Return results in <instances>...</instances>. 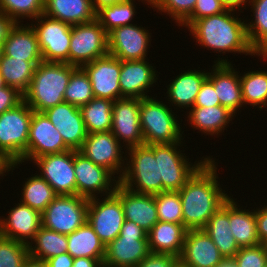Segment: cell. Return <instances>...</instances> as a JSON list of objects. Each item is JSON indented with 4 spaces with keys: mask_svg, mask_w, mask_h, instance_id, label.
I'll return each instance as SVG.
<instances>
[{
    "mask_svg": "<svg viewBox=\"0 0 267 267\" xmlns=\"http://www.w3.org/2000/svg\"><path fill=\"white\" fill-rule=\"evenodd\" d=\"M123 146L111 131L94 132L87 134L79 152L96 165L109 170L113 175L119 174L116 177L120 180L126 166Z\"/></svg>",
    "mask_w": 267,
    "mask_h": 267,
    "instance_id": "obj_14",
    "label": "cell"
},
{
    "mask_svg": "<svg viewBox=\"0 0 267 267\" xmlns=\"http://www.w3.org/2000/svg\"><path fill=\"white\" fill-rule=\"evenodd\" d=\"M89 76L82 67H77L70 76L64 92V102L81 107L94 98Z\"/></svg>",
    "mask_w": 267,
    "mask_h": 267,
    "instance_id": "obj_41",
    "label": "cell"
},
{
    "mask_svg": "<svg viewBox=\"0 0 267 267\" xmlns=\"http://www.w3.org/2000/svg\"><path fill=\"white\" fill-rule=\"evenodd\" d=\"M67 248V235L60 234L43 226H41L31 242L28 243L29 256L43 261L66 253Z\"/></svg>",
    "mask_w": 267,
    "mask_h": 267,
    "instance_id": "obj_35",
    "label": "cell"
},
{
    "mask_svg": "<svg viewBox=\"0 0 267 267\" xmlns=\"http://www.w3.org/2000/svg\"><path fill=\"white\" fill-rule=\"evenodd\" d=\"M134 2V0H124L116 4L104 6L96 12V19L107 33L115 28L131 25V20H133L136 14Z\"/></svg>",
    "mask_w": 267,
    "mask_h": 267,
    "instance_id": "obj_40",
    "label": "cell"
},
{
    "mask_svg": "<svg viewBox=\"0 0 267 267\" xmlns=\"http://www.w3.org/2000/svg\"><path fill=\"white\" fill-rule=\"evenodd\" d=\"M32 115L33 110L24 100L0 114V155L10 163L24 162Z\"/></svg>",
    "mask_w": 267,
    "mask_h": 267,
    "instance_id": "obj_6",
    "label": "cell"
},
{
    "mask_svg": "<svg viewBox=\"0 0 267 267\" xmlns=\"http://www.w3.org/2000/svg\"><path fill=\"white\" fill-rule=\"evenodd\" d=\"M187 116L189 124L195 130L206 135H220L225 127L227 128L230 121L236 115L228 108L217 105L213 107H192ZM220 133V134H219Z\"/></svg>",
    "mask_w": 267,
    "mask_h": 267,
    "instance_id": "obj_31",
    "label": "cell"
},
{
    "mask_svg": "<svg viewBox=\"0 0 267 267\" xmlns=\"http://www.w3.org/2000/svg\"><path fill=\"white\" fill-rule=\"evenodd\" d=\"M18 164V162L10 163L5 157L0 155V177L7 176L5 173L14 170Z\"/></svg>",
    "mask_w": 267,
    "mask_h": 267,
    "instance_id": "obj_56",
    "label": "cell"
},
{
    "mask_svg": "<svg viewBox=\"0 0 267 267\" xmlns=\"http://www.w3.org/2000/svg\"><path fill=\"white\" fill-rule=\"evenodd\" d=\"M248 6H252L255 18L245 23L248 40L258 56L267 61V0H250Z\"/></svg>",
    "mask_w": 267,
    "mask_h": 267,
    "instance_id": "obj_36",
    "label": "cell"
},
{
    "mask_svg": "<svg viewBox=\"0 0 267 267\" xmlns=\"http://www.w3.org/2000/svg\"><path fill=\"white\" fill-rule=\"evenodd\" d=\"M121 61L120 99L150 97L147 92L158 80V71L148 60Z\"/></svg>",
    "mask_w": 267,
    "mask_h": 267,
    "instance_id": "obj_23",
    "label": "cell"
},
{
    "mask_svg": "<svg viewBox=\"0 0 267 267\" xmlns=\"http://www.w3.org/2000/svg\"><path fill=\"white\" fill-rule=\"evenodd\" d=\"M74 173L77 195L86 199L114 193L119 180L106 168L96 165L79 151L74 150ZM103 194V195H101Z\"/></svg>",
    "mask_w": 267,
    "mask_h": 267,
    "instance_id": "obj_13",
    "label": "cell"
},
{
    "mask_svg": "<svg viewBox=\"0 0 267 267\" xmlns=\"http://www.w3.org/2000/svg\"><path fill=\"white\" fill-rule=\"evenodd\" d=\"M234 13L226 10L217 15L203 17L196 20L188 30L199 45L216 53L258 55L248 40L246 20L238 18L239 15L235 17Z\"/></svg>",
    "mask_w": 267,
    "mask_h": 267,
    "instance_id": "obj_2",
    "label": "cell"
},
{
    "mask_svg": "<svg viewBox=\"0 0 267 267\" xmlns=\"http://www.w3.org/2000/svg\"><path fill=\"white\" fill-rule=\"evenodd\" d=\"M126 151L125 153H128L129 158L126 157L125 170L119 183L140 194L156 195L161 193L162 180L159 179V156H154V151L145 144L131 147Z\"/></svg>",
    "mask_w": 267,
    "mask_h": 267,
    "instance_id": "obj_5",
    "label": "cell"
},
{
    "mask_svg": "<svg viewBox=\"0 0 267 267\" xmlns=\"http://www.w3.org/2000/svg\"><path fill=\"white\" fill-rule=\"evenodd\" d=\"M203 230L210 236L225 260L239 251L229 224V199L214 213Z\"/></svg>",
    "mask_w": 267,
    "mask_h": 267,
    "instance_id": "obj_30",
    "label": "cell"
},
{
    "mask_svg": "<svg viewBox=\"0 0 267 267\" xmlns=\"http://www.w3.org/2000/svg\"><path fill=\"white\" fill-rule=\"evenodd\" d=\"M70 150L62 139L61 134L43 112L33 111L30 121L28 148L24 154L25 161L35 158L58 154Z\"/></svg>",
    "mask_w": 267,
    "mask_h": 267,
    "instance_id": "obj_18",
    "label": "cell"
},
{
    "mask_svg": "<svg viewBox=\"0 0 267 267\" xmlns=\"http://www.w3.org/2000/svg\"><path fill=\"white\" fill-rule=\"evenodd\" d=\"M22 101L23 95L16 89L7 85L0 88V114L15 108Z\"/></svg>",
    "mask_w": 267,
    "mask_h": 267,
    "instance_id": "obj_50",
    "label": "cell"
},
{
    "mask_svg": "<svg viewBox=\"0 0 267 267\" xmlns=\"http://www.w3.org/2000/svg\"><path fill=\"white\" fill-rule=\"evenodd\" d=\"M111 132L122 144L124 150L144 144L140 124V99L122 98L112 106Z\"/></svg>",
    "mask_w": 267,
    "mask_h": 267,
    "instance_id": "obj_17",
    "label": "cell"
},
{
    "mask_svg": "<svg viewBox=\"0 0 267 267\" xmlns=\"http://www.w3.org/2000/svg\"><path fill=\"white\" fill-rule=\"evenodd\" d=\"M257 236L261 244L267 245V205L255 210Z\"/></svg>",
    "mask_w": 267,
    "mask_h": 267,
    "instance_id": "obj_51",
    "label": "cell"
},
{
    "mask_svg": "<svg viewBox=\"0 0 267 267\" xmlns=\"http://www.w3.org/2000/svg\"><path fill=\"white\" fill-rule=\"evenodd\" d=\"M89 76L96 98L116 101L120 99L121 61L109 53L82 66Z\"/></svg>",
    "mask_w": 267,
    "mask_h": 267,
    "instance_id": "obj_19",
    "label": "cell"
},
{
    "mask_svg": "<svg viewBox=\"0 0 267 267\" xmlns=\"http://www.w3.org/2000/svg\"><path fill=\"white\" fill-rule=\"evenodd\" d=\"M244 105L248 104L259 110L267 106V71H247L240 76Z\"/></svg>",
    "mask_w": 267,
    "mask_h": 267,
    "instance_id": "obj_39",
    "label": "cell"
},
{
    "mask_svg": "<svg viewBox=\"0 0 267 267\" xmlns=\"http://www.w3.org/2000/svg\"><path fill=\"white\" fill-rule=\"evenodd\" d=\"M31 176L26 179L27 181L22 186V198L19 202L42 213L58 194L38 173Z\"/></svg>",
    "mask_w": 267,
    "mask_h": 267,
    "instance_id": "obj_38",
    "label": "cell"
},
{
    "mask_svg": "<svg viewBox=\"0 0 267 267\" xmlns=\"http://www.w3.org/2000/svg\"><path fill=\"white\" fill-rule=\"evenodd\" d=\"M218 267H237L232 259L223 261Z\"/></svg>",
    "mask_w": 267,
    "mask_h": 267,
    "instance_id": "obj_59",
    "label": "cell"
},
{
    "mask_svg": "<svg viewBox=\"0 0 267 267\" xmlns=\"http://www.w3.org/2000/svg\"><path fill=\"white\" fill-rule=\"evenodd\" d=\"M183 144V142H175L148 145L154 151V156H159V179L162 180V192L179 191L193 174L212 157L203 156L200 158L201 160L195 161L193 164L191 161L189 162L185 153H181L182 150L179 146L182 147Z\"/></svg>",
    "mask_w": 267,
    "mask_h": 267,
    "instance_id": "obj_8",
    "label": "cell"
},
{
    "mask_svg": "<svg viewBox=\"0 0 267 267\" xmlns=\"http://www.w3.org/2000/svg\"><path fill=\"white\" fill-rule=\"evenodd\" d=\"M5 86H6V84L4 82L3 76L0 73V88L5 87Z\"/></svg>",
    "mask_w": 267,
    "mask_h": 267,
    "instance_id": "obj_60",
    "label": "cell"
},
{
    "mask_svg": "<svg viewBox=\"0 0 267 267\" xmlns=\"http://www.w3.org/2000/svg\"><path fill=\"white\" fill-rule=\"evenodd\" d=\"M195 3L196 0H154L150 8L168 14L180 26L192 14Z\"/></svg>",
    "mask_w": 267,
    "mask_h": 267,
    "instance_id": "obj_45",
    "label": "cell"
},
{
    "mask_svg": "<svg viewBox=\"0 0 267 267\" xmlns=\"http://www.w3.org/2000/svg\"><path fill=\"white\" fill-rule=\"evenodd\" d=\"M175 267H185V266H183L180 263H178Z\"/></svg>",
    "mask_w": 267,
    "mask_h": 267,
    "instance_id": "obj_63",
    "label": "cell"
},
{
    "mask_svg": "<svg viewBox=\"0 0 267 267\" xmlns=\"http://www.w3.org/2000/svg\"><path fill=\"white\" fill-rule=\"evenodd\" d=\"M2 54H3V45H0V60H1Z\"/></svg>",
    "mask_w": 267,
    "mask_h": 267,
    "instance_id": "obj_62",
    "label": "cell"
},
{
    "mask_svg": "<svg viewBox=\"0 0 267 267\" xmlns=\"http://www.w3.org/2000/svg\"><path fill=\"white\" fill-rule=\"evenodd\" d=\"M67 252L75 258L98 259L102 264L105 257V245L86 221L82 226L67 235Z\"/></svg>",
    "mask_w": 267,
    "mask_h": 267,
    "instance_id": "obj_33",
    "label": "cell"
},
{
    "mask_svg": "<svg viewBox=\"0 0 267 267\" xmlns=\"http://www.w3.org/2000/svg\"><path fill=\"white\" fill-rule=\"evenodd\" d=\"M108 53V33L97 19L72 25L69 64L82 67Z\"/></svg>",
    "mask_w": 267,
    "mask_h": 267,
    "instance_id": "obj_10",
    "label": "cell"
},
{
    "mask_svg": "<svg viewBox=\"0 0 267 267\" xmlns=\"http://www.w3.org/2000/svg\"><path fill=\"white\" fill-rule=\"evenodd\" d=\"M187 231L183 224L158 221L147 233L150 252L179 257Z\"/></svg>",
    "mask_w": 267,
    "mask_h": 267,
    "instance_id": "obj_28",
    "label": "cell"
},
{
    "mask_svg": "<svg viewBox=\"0 0 267 267\" xmlns=\"http://www.w3.org/2000/svg\"><path fill=\"white\" fill-rule=\"evenodd\" d=\"M167 85L166 96L169 104L180 109L190 110L194 107L196 96L209 72L203 70L183 71ZM174 104V105H173Z\"/></svg>",
    "mask_w": 267,
    "mask_h": 267,
    "instance_id": "obj_27",
    "label": "cell"
},
{
    "mask_svg": "<svg viewBox=\"0 0 267 267\" xmlns=\"http://www.w3.org/2000/svg\"><path fill=\"white\" fill-rule=\"evenodd\" d=\"M176 115V116H175ZM177 114L154 97L140 99V124L145 145L183 142Z\"/></svg>",
    "mask_w": 267,
    "mask_h": 267,
    "instance_id": "obj_4",
    "label": "cell"
},
{
    "mask_svg": "<svg viewBox=\"0 0 267 267\" xmlns=\"http://www.w3.org/2000/svg\"><path fill=\"white\" fill-rule=\"evenodd\" d=\"M224 257L203 229H190L186 233L179 263L185 267H218Z\"/></svg>",
    "mask_w": 267,
    "mask_h": 267,
    "instance_id": "obj_22",
    "label": "cell"
},
{
    "mask_svg": "<svg viewBox=\"0 0 267 267\" xmlns=\"http://www.w3.org/2000/svg\"><path fill=\"white\" fill-rule=\"evenodd\" d=\"M44 14L71 26L96 19L92 0H44Z\"/></svg>",
    "mask_w": 267,
    "mask_h": 267,
    "instance_id": "obj_29",
    "label": "cell"
},
{
    "mask_svg": "<svg viewBox=\"0 0 267 267\" xmlns=\"http://www.w3.org/2000/svg\"><path fill=\"white\" fill-rule=\"evenodd\" d=\"M88 202L78 195H58L41 213L42 226L71 234L87 221Z\"/></svg>",
    "mask_w": 267,
    "mask_h": 267,
    "instance_id": "obj_9",
    "label": "cell"
},
{
    "mask_svg": "<svg viewBox=\"0 0 267 267\" xmlns=\"http://www.w3.org/2000/svg\"><path fill=\"white\" fill-rule=\"evenodd\" d=\"M77 66L62 62L39 63L23 100L35 112H44L64 102V92Z\"/></svg>",
    "mask_w": 267,
    "mask_h": 267,
    "instance_id": "obj_3",
    "label": "cell"
},
{
    "mask_svg": "<svg viewBox=\"0 0 267 267\" xmlns=\"http://www.w3.org/2000/svg\"><path fill=\"white\" fill-rule=\"evenodd\" d=\"M39 63L41 62L15 59L3 53L0 60V73L7 86L16 89L21 95H24L29 90L34 70Z\"/></svg>",
    "mask_w": 267,
    "mask_h": 267,
    "instance_id": "obj_34",
    "label": "cell"
},
{
    "mask_svg": "<svg viewBox=\"0 0 267 267\" xmlns=\"http://www.w3.org/2000/svg\"><path fill=\"white\" fill-rule=\"evenodd\" d=\"M28 257V244L0 235V267H22Z\"/></svg>",
    "mask_w": 267,
    "mask_h": 267,
    "instance_id": "obj_44",
    "label": "cell"
},
{
    "mask_svg": "<svg viewBox=\"0 0 267 267\" xmlns=\"http://www.w3.org/2000/svg\"><path fill=\"white\" fill-rule=\"evenodd\" d=\"M149 253L147 232L125 220L119 236L105 247L103 267H136Z\"/></svg>",
    "mask_w": 267,
    "mask_h": 267,
    "instance_id": "obj_7",
    "label": "cell"
},
{
    "mask_svg": "<svg viewBox=\"0 0 267 267\" xmlns=\"http://www.w3.org/2000/svg\"><path fill=\"white\" fill-rule=\"evenodd\" d=\"M232 260L237 267H267V245L241 247Z\"/></svg>",
    "mask_w": 267,
    "mask_h": 267,
    "instance_id": "obj_46",
    "label": "cell"
},
{
    "mask_svg": "<svg viewBox=\"0 0 267 267\" xmlns=\"http://www.w3.org/2000/svg\"><path fill=\"white\" fill-rule=\"evenodd\" d=\"M221 1L223 3V6L226 8V10H232V11L236 12L237 9H238V11L242 10L241 9L242 7L245 9L246 6H248L246 4H249L250 0H221ZM243 5H245V6H243Z\"/></svg>",
    "mask_w": 267,
    "mask_h": 267,
    "instance_id": "obj_55",
    "label": "cell"
},
{
    "mask_svg": "<svg viewBox=\"0 0 267 267\" xmlns=\"http://www.w3.org/2000/svg\"><path fill=\"white\" fill-rule=\"evenodd\" d=\"M14 206L0 217V235L28 244L42 226L41 213L21 202Z\"/></svg>",
    "mask_w": 267,
    "mask_h": 267,
    "instance_id": "obj_24",
    "label": "cell"
},
{
    "mask_svg": "<svg viewBox=\"0 0 267 267\" xmlns=\"http://www.w3.org/2000/svg\"><path fill=\"white\" fill-rule=\"evenodd\" d=\"M229 198V224L232 234L241 247L257 246L260 243L257 236L255 210L244 209L236 199Z\"/></svg>",
    "mask_w": 267,
    "mask_h": 267,
    "instance_id": "obj_32",
    "label": "cell"
},
{
    "mask_svg": "<svg viewBox=\"0 0 267 267\" xmlns=\"http://www.w3.org/2000/svg\"><path fill=\"white\" fill-rule=\"evenodd\" d=\"M70 150L79 151L87 137L80 107L62 102L43 112Z\"/></svg>",
    "mask_w": 267,
    "mask_h": 267,
    "instance_id": "obj_21",
    "label": "cell"
},
{
    "mask_svg": "<svg viewBox=\"0 0 267 267\" xmlns=\"http://www.w3.org/2000/svg\"><path fill=\"white\" fill-rule=\"evenodd\" d=\"M73 267H103V264L98 259L93 258H75Z\"/></svg>",
    "mask_w": 267,
    "mask_h": 267,
    "instance_id": "obj_54",
    "label": "cell"
},
{
    "mask_svg": "<svg viewBox=\"0 0 267 267\" xmlns=\"http://www.w3.org/2000/svg\"><path fill=\"white\" fill-rule=\"evenodd\" d=\"M216 163L210 157L179 190L183 225L187 230L203 229L230 198L219 184Z\"/></svg>",
    "mask_w": 267,
    "mask_h": 267,
    "instance_id": "obj_1",
    "label": "cell"
},
{
    "mask_svg": "<svg viewBox=\"0 0 267 267\" xmlns=\"http://www.w3.org/2000/svg\"><path fill=\"white\" fill-rule=\"evenodd\" d=\"M159 221L183 224L182 203L179 191H163L155 195Z\"/></svg>",
    "mask_w": 267,
    "mask_h": 267,
    "instance_id": "obj_43",
    "label": "cell"
},
{
    "mask_svg": "<svg viewBox=\"0 0 267 267\" xmlns=\"http://www.w3.org/2000/svg\"><path fill=\"white\" fill-rule=\"evenodd\" d=\"M33 20L35 24L30 25L37 34L43 61L69 64L72 26L45 14Z\"/></svg>",
    "mask_w": 267,
    "mask_h": 267,
    "instance_id": "obj_11",
    "label": "cell"
},
{
    "mask_svg": "<svg viewBox=\"0 0 267 267\" xmlns=\"http://www.w3.org/2000/svg\"><path fill=\"white\" fill-rule=\"evenodd\" d=\"M220 105L213 83L206 78L196 96L194 107H213Z\"/></svg>",
    "mask_w": 267,
    "mask_h": 267,
    "instance_id": "obj_48",
    "label": "cell"
},
{
    "mask_svg": "<svg viewBox=\"0 0 267 267\" xmlns=\"http://www.w3.org/2000/svg\"><path fill=\"white\" fill-rule=\"evenodd\" d=\"M58 195H77L74 173V150L58 154H48L32 161Z\"/></svg>",
    "mask_w": 267,
    "mask_h": 267,
    "instance_id": "obj_15",
    "label": "cell"
},
{
    "mask_svg": "<svg viewBox=\"0 0 267 267\" xmlns=\"http://www.w3.org/2000/svg\"><path fill=\"white\" fill-rule=\"evenodd\" d=\"M226 11L221 0H196L192 14L180 25L189 28L196 20Z\"/></svg>",
    "mask_w": 267,
    "mask_h": 267,
    "instance_id": "obj_47",
    "label": "cell"
},
{
    "mask_svg": "<svg viewBox=\"0 0 267 267\" xmlns=\"http://www.w3.org/2000/svg\"><path fill=\"white\" fill-rule=\"evenodd\" d=\"M3 53L23 61H43L37 34L29 23H16L4 41Z\"/></svg>",
    "mask_w": 267,
    "mask_h": 267,
    "instance_id": "obj_26",
    "label": "cell"
},
{
    "mask_svg": "<svg viewBox=\"0 0 267 267\" xmlns=\"http://www.w3.org/2000/svg\"><path fill=\"white\" fill-rule=\"evenodd\" d=\"M179 257L150 252L136 267H175Z\"/></svg>",
    "mask_w": 267,
    "mask_h": 267,
    "instance_id": "obj_49",
    "label": "cell"
},
{
    "mask_svg": "<svg viewBox=\"0 0 267 267\" xmlns=\"http://www.w3.org/2000/svg\"><path fill=\"white\" fill-rule=\"evenodd\" d=\"M114 193L121 199L125 220L135 222L147 233L159 221L155 195L133 192L120 183Z\"/></svg>",
    "mask_w": 267,
    "mask_h": 267,
    "instance_id": "obj_25",
    "label": "cell"
},
{
    "mask_svg": "<svg viewBox=\"0 0 267 267\" xmlns=\"http://www.w3.org/2000/svg\"><path fill=\"white\" fill-rule=\"evenodd\" d=\"M114 101L94 97L80 107L87 134L111 131Z\"/></svg>",
    "mask_w": 267,
    "mask_h": 267,
    "instance_id": "obj_37",
    "label": "cell"
},
{
    "mask_svg": "<svg viewBox=\"0 0 267 267\" xmlns=\"http://www.w3.org/2000/svg\"><path fill=\"white\" fill-rule=\"evenodd\" d=\"M124 0H92L93 8L97 12L104 6H109L112 4H116Z\"/></svg>",
    "mask_w": 267,
    "mask_h": 267,
    "instance_id": "obj_57",
    "label": "cell"
},
{
    "mask_svg": "<svg viewBox=\"0 0 267 267\" xmlns=\"http://www.w3.org/2000/svg\"><path fill=\"white\" fill-rule=\"evenodd\" d=\"M47 267H73L74 258L68 253L51 257L46 261Z\"/></svg>",
    "mask_w": 267,
    "mask_h": 267,
    "instance_id": "obj_53",
    "label": "cell"
},
{
    "mask_svg": "<svg viewBox=\"0 0 267 267\" xmlns=\"http://www.w3.org/2000/svg\"><path fill=\"white\" fill-rule=\"evenodd\" d=\"M125 221L121 199L115 194L89 199L87 222L105 247L120 234Z\"/></svg>",
    "mask_w": 267,
    "mask_h": 267,
    "instance_id": "obj_12",
    "label": "cell"
},
{
    "mask_svg": "<svg viewBox=\"0 0 267 267\" xmlns=\"http://www.w3.org/2000/svg\"><path fill=\"white\" fill-rule=\"evenodd\" d=\"M217 59L207 78L213 83L220 105L236 115L237 111L244 106L240 82L241 73L239 74L225 57Z\"/></svg>",
    "mask_w": 267,
    "mask_h": 267,
    "instance_id": "obj_20",
    "label": "cell"
},
{
    "mask_svg": "<svg viewBox=\"0 0 267 267\" xmlns=\"http://www.w3.org/2000/svg\"><path fill=\"white\" fill-rule=\"evenodd\" d=\"M22 267H47V264L43 260H37L29 256L24 261Z\"/></svg>",
    "mask_w": 267,
    "mask_h": 267,
    "instance_id": "obj_58",
    "label": "cell"
},
{
    "mask_svg": "<svg viewBox=\"0 0 267 267\" xmlns=\"http://www.w3.org/2000/svg\"><path fill=\"white\" fill-rule=\"evenodd\" d=\"M0 11L16 23L23 22L25 18L33 21L44 14V0H0Z\"/></svg>",
    "mask_w": 267,
    "mask_h": 267,
    "instance_id": "obj_42",
    "label": "cell"
},
{
    "mask_svg": "<svg viewBox=\"0 0 267 267\" xmlns=\"http://www.w3.org/2000/svg\"><path fill=\"white\" fill-rule=\"evenodd\" d=\"M142 2L144 1V3H146V5H151V3L154 1V0H141Z\"/></svg>",
    "mask_w": 267,
    "mask_h": 267,
    "instance_id": "obj_61",
    "label": "cell"
},
{
    "mask_svg": "<svg viewBox=\"0 0 267 267\" xmlns=\"http://www.w3.org/2000/svg\"><path fill=\"white\" fill-rule=\"evenodd\" d=\"M15 25L16 22L11 17L0 11V45L4 44V41L8 38L10 31Z\"/></svg>",
    "mask_w": 267,
    "mask_h": 267,
    "instance_id": "obj_52",
    "label": "cell"
},
{
    "mask_svg": "<svg viewBox=\"0 0 267 267\" xmlns=\"http://www.w3.org/2000/svg\"><path fill=\"white\" fill-rule=\"evenodd\" d=\"M150 34L137 24L115 28L108 33L109 54L120 61L145 60L152 41Z\"/></svg>",
    "mask_w": 267,
    "mask_h": 267,
    "instance_id": "obj_16",
    "label": "cell"
}]
</instances>
